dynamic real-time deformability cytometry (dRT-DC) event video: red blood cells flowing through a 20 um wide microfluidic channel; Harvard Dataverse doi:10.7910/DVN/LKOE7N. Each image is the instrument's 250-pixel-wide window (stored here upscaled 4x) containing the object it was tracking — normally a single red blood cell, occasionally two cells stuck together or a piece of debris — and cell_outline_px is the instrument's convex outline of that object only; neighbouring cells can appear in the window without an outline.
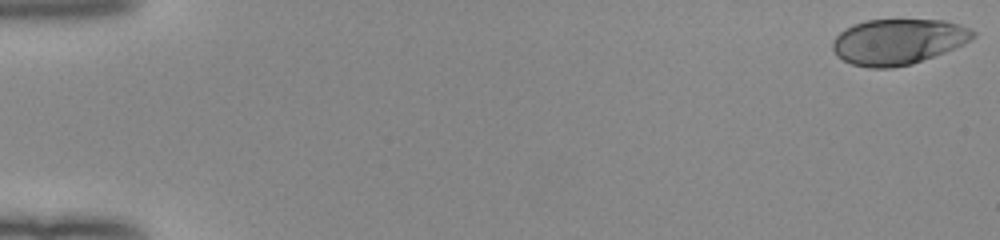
{"species": "human", "species_latin": "Homo sapiens", "temperature_condition": "room temperature", "stored_images_in_passage": 52, "camera_frame_rate_fps": 3000, "um_per_image_px": 0.085, "donor": {"sex": "female"}, "frame": {"image": 1, "passage_image": 1, "time_ms": 0.0, "image_size_px": [1000, 240], "cell_outline_px": [[976, 36], [972, 40], [956, 48], [912, 64], [892, 68], [868, 68], [852, 64], [836, 56], [832, 48], [832, 40], [844, 28], [852, 24], [864, 20], [944, 20], [960, 24], [972, 28], [976, 32]], "centroid_in_image_um": [76.35, 3.54], "position_along_channel_um": 8.6, "area_um2": 37.8}}
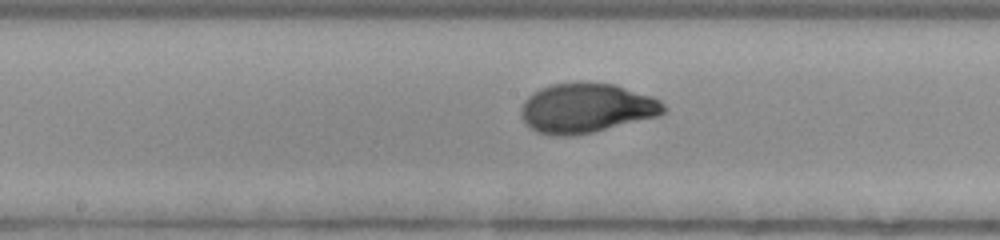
{"frame": {"image": 2, "passage_image": 28, "time_ms": 9.0, "image_size_px": [1000, 240], "cell_outline_px": [[668, 108], [660, 116], [576, 136], [552, 136], [536, 132], [520, 116], [520, 108], [524, 100], [532, 92], [540, 88], [552, 84], [616, 84], [652, 96], [660, 100]], "centroid_in_image_um": [49.85, 9.21], "position_along_channel_um": 198.3, "area_um2": 41.21}}
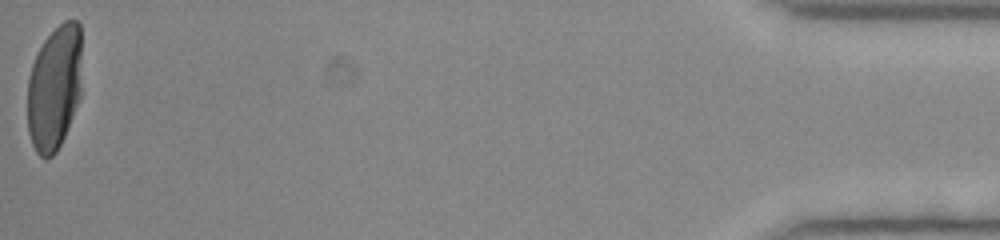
{"frame": {"image": 3, "passage_image": 52, "time_ms": 17.0, "image_size_px": [1000, 240], "cell_outline_px": [[80, 96], [64, 136], [56, 152], [52, 156], [44, 160], [36, 152], [32, 144], [28, 132], [28, 76], [32, 64], [44, 40], [64, 20], [76, 20], [80, 24]], "centroid_in_image_um": [4.61, 7.48], "position_along_channel_um": 430.6, "area_um2": 39.36}, "authors_computed_cell_mechanics": {"area_um2": 39.7953, "velocity_mm_per_s": 4.0129, "shape_relaxation_time_tau1_ms": 3.496, "shape_relaxation_time_tau2_ms": null, "deformation_change_tau1": 0.2039, "deformation_change_tau2": null}}